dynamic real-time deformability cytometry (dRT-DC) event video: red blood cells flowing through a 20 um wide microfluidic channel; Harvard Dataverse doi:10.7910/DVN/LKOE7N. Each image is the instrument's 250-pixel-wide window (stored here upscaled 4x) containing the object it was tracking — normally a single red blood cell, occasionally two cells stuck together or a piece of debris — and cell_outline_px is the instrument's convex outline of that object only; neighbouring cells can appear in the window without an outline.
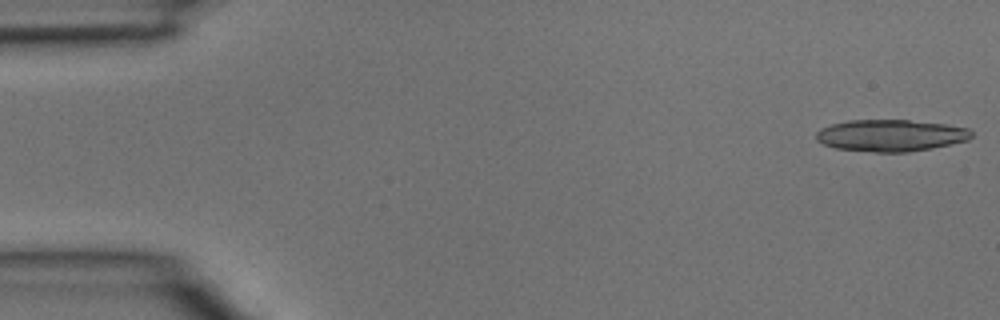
{"species": "common noctule bat (a hibernating species)", "species_latin": "Nyctalus noctula", "temperature_condition": "room temperature", "stored_images_in_passage": 3, "camera_frame_rate_fps": 3000, "um_per_image_px": 0.085, "animal": {"sex": "male", "body_mass_g": 15.6}, "frame": {"image": 1, "passage_image": 1, "time_ms": 0.0, "image_size_px": [1000, 320], "cell_outline_px": [[972, 136], [968, 140], [932, 148], [908, 152], [876, 152], [836, 148], [824, 144], [816, 140], [816, 132], [820, 128], [832, 124], [848, 120], [908, 120], [944, 124], [968, 128], [972, 132]], "centroid_in_image_um": [75.7, 11.51], "position_along_channel_um": 9.3, "area_um2": 28.67}}